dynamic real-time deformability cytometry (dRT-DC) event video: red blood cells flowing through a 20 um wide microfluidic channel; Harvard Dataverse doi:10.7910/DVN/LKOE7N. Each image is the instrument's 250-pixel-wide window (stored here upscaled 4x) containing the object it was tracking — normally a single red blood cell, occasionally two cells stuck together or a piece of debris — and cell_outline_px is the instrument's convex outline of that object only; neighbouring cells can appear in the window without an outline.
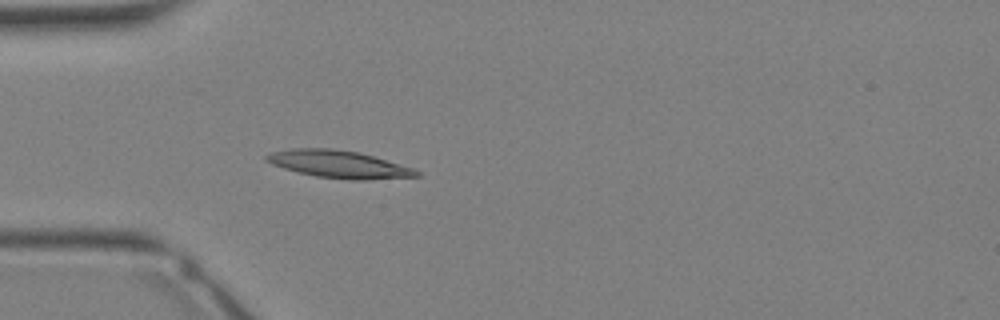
{"species": "Egyptian fruit bat (a non-hibernating species)", "species_latin": "Rousettus aegyptiacus", "temperature_condition": "warm", "stored_images_in_passage": 35, "camera_frame_rate_fps": 3000, "um_per_image_px": 0.085, "animal": {"sex": "female"}, "frame": {"image": 1, "passage_image": 11, "time_ms": 3.333, "image_size_px": [1000, 320], "cell_outline_px": [[420, 176], [368, 180], [352, 180], [316, 176], [284, 168], [272, 164], [264, 160], [264, 156], [272, 152], [292, 148], [332, 148], [360, 152], [412, 168], [420, 172]], "centroid_in_image_um": [28.79, 13.95], "position_along_channel_um": 56.2, "area_um2": 23.87}}
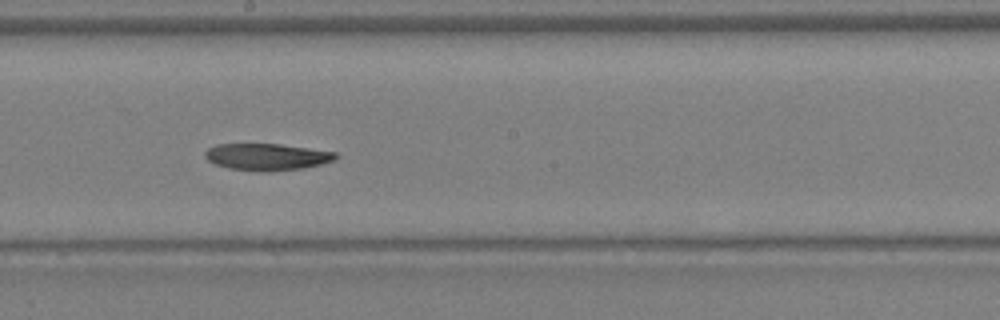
{"frame": {"image": 2, "passage_image": 20, "time_ms": 6.333, "image_size_px": [1000, 320], "cell_outline_px": [[340, 156], [336, 160], [304, 168], [260, 172], [228, 168], [216, 164], [208, 160], [204, 156], [204, 152], [208, 148], [216, 144], [280, 144], [336, 152]], "centroid_in_image_um": [22.7, 13.33], "position_along_channel_um": 225.5, "area_um2": 20.46}}
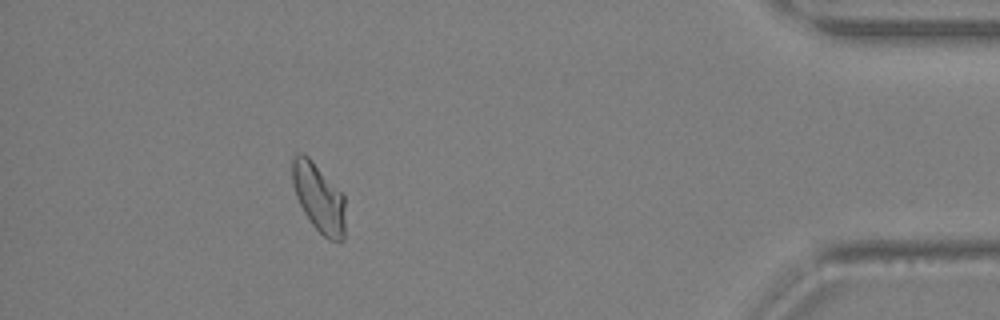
{"frame": {"image": 3, "passage_image": 32, "time_ms": 10.333, "image_size_px": [1000, 320], "cell_outline_px": [[344, 240], [328, 240], [312, 224], [304, 212], [296, 196], [292, 184], [292, 160], [296, 152], [300, 152], [308, 156], [344, 192]], "centroid_in_image_um": [27.1, 16.76], "position_along_channel_um": 408.1, "area_um2": 21.39}}